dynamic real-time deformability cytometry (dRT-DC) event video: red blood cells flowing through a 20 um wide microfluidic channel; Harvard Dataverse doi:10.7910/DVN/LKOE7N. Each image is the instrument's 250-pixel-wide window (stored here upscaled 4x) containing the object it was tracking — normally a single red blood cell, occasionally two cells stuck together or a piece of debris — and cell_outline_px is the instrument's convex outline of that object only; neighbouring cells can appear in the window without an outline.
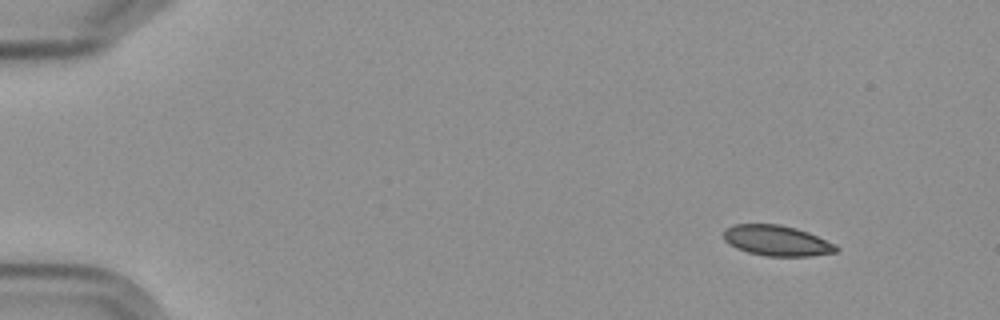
{"species": "Egyptian fruit bat (a non-hibernating species)", "species_latin": "Rousettus aegyptiacus", "temperature_condition": "cold", "stored_images_in_passage": 6, "camera_frame_rate_fps": 3000, "um_per_image_px": 0.085, "frame": {"image": 1, "passage_image": 2, "time_ms": 1.0, "image_size_px": [1000, 320], "cell_outline_px": [[840, 248], [836, 252], [812, 256], [764, 256], [748, 252], [736, 248], [728, 244], [724, 240], [724, 228], [732, 224], [780, 224], [796, 228], [808, 232], [836, 244]], "centroid_in_image_um": [66.02, 20.45], "position_along_channel_um": 19.0, "area_um2": 20.23}}
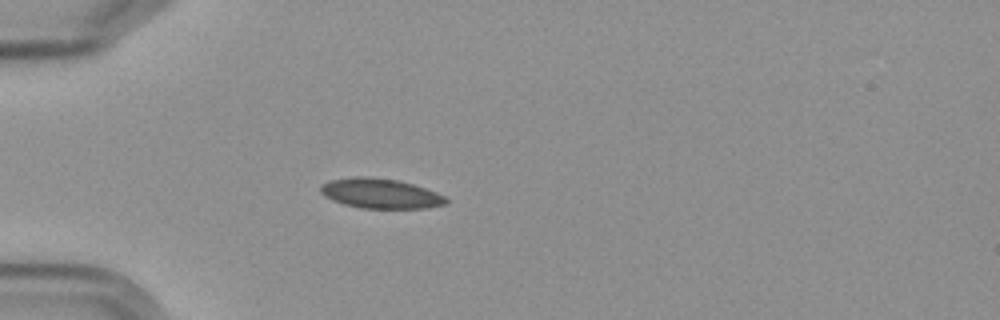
{"frame": {"image": 2, "passage_image": 5, "time_ms": 4.667, "image_size_px": [1000, 320], "cell_outline_px": [[448, 200], [444, 204], [428, 208], [360, 208], [344, 204], [332, 200], [324, 196], [320, 192], [320, 188], [324, 184], [332, 180], [356, 176], [364, 176], [396, 180], [412, 184], [436, 192], [444, 196]], "centroid_in_image_um": [32.33, 16.45], "position_along_channel_um": 52.7, "area_um2": 21.56}}